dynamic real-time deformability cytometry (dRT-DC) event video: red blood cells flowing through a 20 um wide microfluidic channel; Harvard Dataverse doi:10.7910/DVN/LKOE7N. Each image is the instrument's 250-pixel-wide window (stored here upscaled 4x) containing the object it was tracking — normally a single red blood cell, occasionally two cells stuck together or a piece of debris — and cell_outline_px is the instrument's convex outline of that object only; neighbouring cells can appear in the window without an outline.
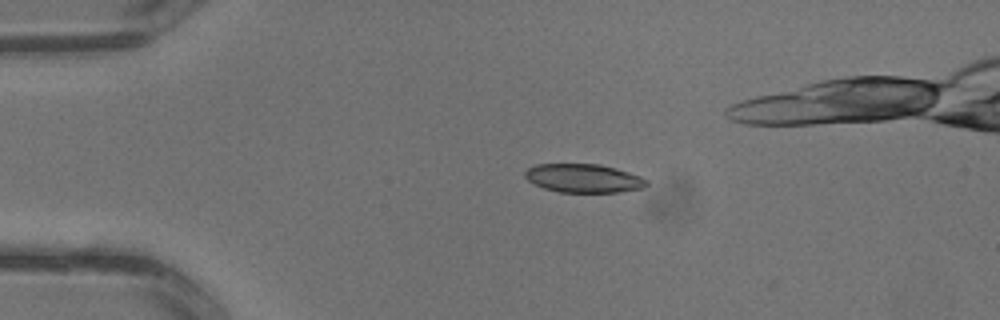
{"species": "common noctule bat (a hibernating species)", "species_latin": "Nyctalus noctula", "temperature_condition": "warm", "stored_images_in_passage": 6, "camera_frame_rate_fps": 3000, "um_per_image_px": 0.085, "animal": {"sex": "male", "body_mass_g": 13.3}, "frame": {"image": 1, "passage_image": 2, "time_ms": 0.333, "image_size_px": [1000, 320], "cell_outline_px": [[648, 184], [644, 188], [620, 192], [560, 192], [544, 188], [528, 180], [524, 176], [524, 172], [528, 168], [536, 164], [600, 164], [616, 168], [640, 176], [648, 180]], "centroid_in_image_um": [49.62, 15.15], "position_along_channel_um": 35.4, "area_um2": 20.29}}